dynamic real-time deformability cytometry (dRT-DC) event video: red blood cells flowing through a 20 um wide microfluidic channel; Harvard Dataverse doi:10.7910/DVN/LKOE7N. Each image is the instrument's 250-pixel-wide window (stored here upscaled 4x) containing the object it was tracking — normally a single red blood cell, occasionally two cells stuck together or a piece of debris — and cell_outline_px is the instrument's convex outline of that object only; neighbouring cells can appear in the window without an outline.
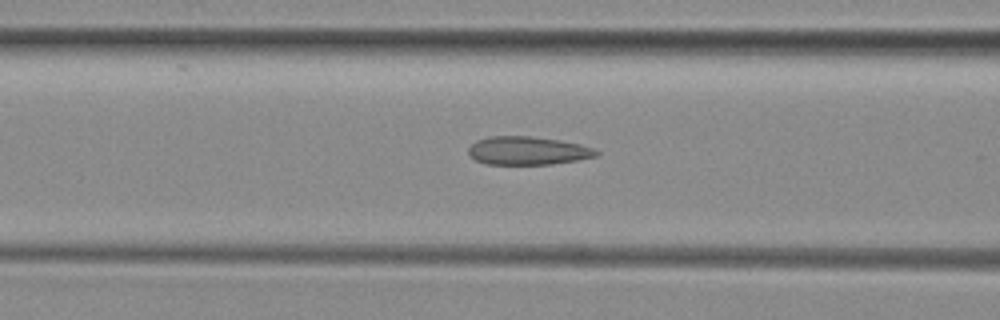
{"species": "common noctule bat (a hibernating species)", "species_latin": "Nyctalus noctula", "temperature_condition": "room temperature", "stored_images_in_passage": 33, "camera_frame_rate_fps": 3000, "um_per_image_px": 0.085, "animal": {"sex": "female", "body_mass_g": 29.2, "forearm_length_mm": 56.3}, "frame": {"image": 1, "passage_image": 12, "time_ms": 3.667, "image_size_px": [1000, 320], "cell_outline_px": [[600, 152], [596, 156], [576, 160], [552, 164], [488, 164], [476, 160], [468, 152], [468, 148], [476, 140], [492, 136], [528, 136], [560, 140], [580, 144], [592, 148]], "centroid_in_image_um": [44.85, 12.8], "position_along_channel_um": 121.7, "area_um2": 20.87}}
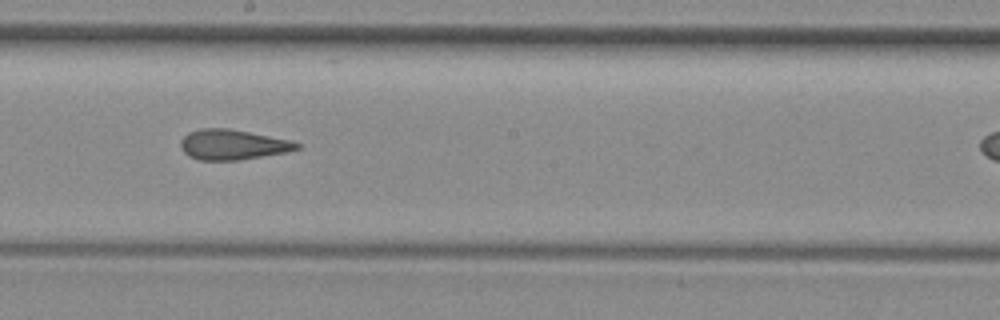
{"frame": {"image": 2, "passage_image": 20, "time_ms": 6.333, "image_size_px": [1000, 320], "cell_outline_px": [[300, 148], [288, 152], [240, 160], [200, 160], [188, 156], [180, 148], [180, 140], [188, 132], [200, 128], [228, 128], [292, 140], [300, 144]], "centroid_in_image_um": [19.77, 12.29], "position_along_channel_um": 228.4, "area_um2": 20.63}}
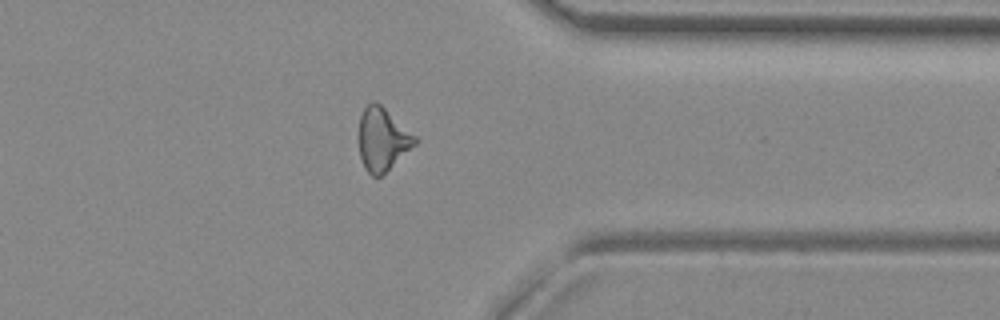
{"frame": {"image": 3, "passage_image": 32, "time_ms": 10.333, "image_size_px": [1000, 320], "cell_outline_px": [[420, 140], [416, 144], [380, 176], [372, 176], [364, 168], [360, 156], [360, 116], [364, 108], [372, 100], [380, 104], [416, 136]], "centroid_in_image_um": [32.52, 11.83], "position_along_channel_um": 378.9, "area_um2": 20.17}}